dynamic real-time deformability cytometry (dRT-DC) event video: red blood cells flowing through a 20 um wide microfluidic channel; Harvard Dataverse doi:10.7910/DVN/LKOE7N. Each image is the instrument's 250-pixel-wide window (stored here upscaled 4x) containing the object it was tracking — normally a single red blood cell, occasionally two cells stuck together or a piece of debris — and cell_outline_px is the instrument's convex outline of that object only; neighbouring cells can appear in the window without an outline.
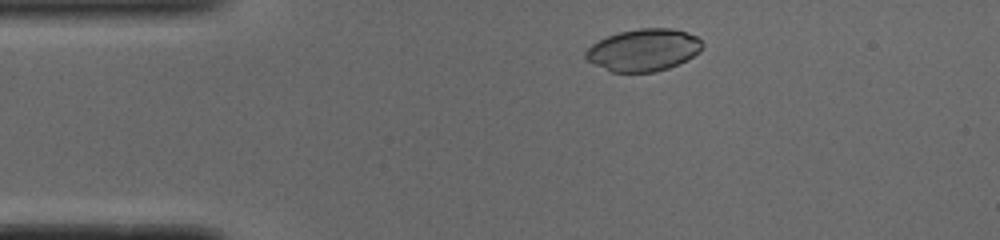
{"species": "common noctule bat (a hibernating species)", "species_latin": "Nyctalus noctula", "temperature_condition": "cold", "stored_images_in_passage": 43, "camera_frame_rate_fps": 3000, "um_per_image_px": 0.085, "animal": {"sex": "male", "body_mass_g": 19.0, "forearm_length_mm": 50.8}, "frame": {"image": 1, "passage_image": 1, "time_ms": 0.0, "image_size_px": [1000, 240], "cell_outline_px": [[704, 44], [700, 52], [668, 68], [652, 72], [612, 72], [588, 60], [584, 56], [584, 52], [592, 44], [608, 36], [620, 32], [640, 28], [672, 28], [696, 36]], "centroid_in_image_um": [54.7, 4.24], "position_along_channel_um": 30.3, "area_um2": 28.26}}
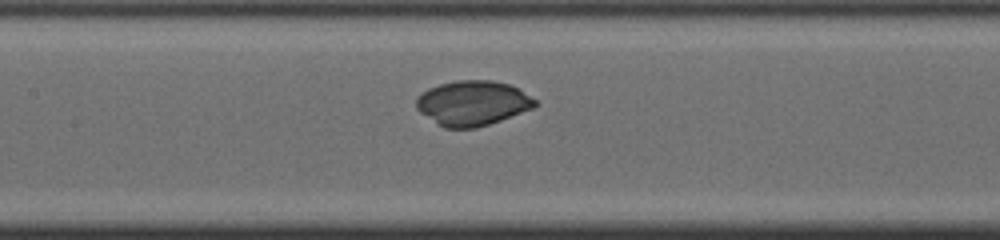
{"frame": {"image": 2, "passage_image": 15, "time_ms": 4.667, "image_size_px": [1000, 240], "cell_outline_px": [[536, 104], [532, 108], [500, 120], [476, 128], [444, 128], [416, 108], [416, 96], [420, 92], [428, 88], [440, 84], [456, 80], [492, 80], [508, 84], [520, 88], [536, 100]], "centroid_in_image_um": [40.15, 8.74], "position_along_channel_um": 167.2, "area_um2": 30.92}}
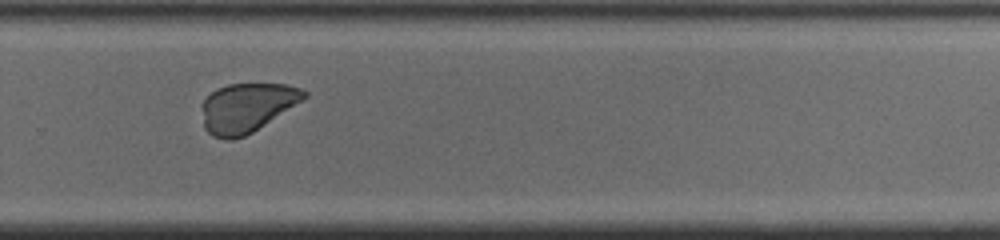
{"frame": {"image": 3, "passage_image": 26, "time_ms": 8.333, "image_size_px": [1000, 240], "cell_outline_px": [[308, 96], [304, 100], [252, 132], [244, 136], [232, 140], [224, 140], [212, 136], [204, 128], [204, 100], [216, 88], [228, 84], [284, 84], [300, 88], [308, 92]], "centroid_in_image_um": [21.01, 9.15], "position_along_channel_um": 308.8, "area_um2": 29.07}}